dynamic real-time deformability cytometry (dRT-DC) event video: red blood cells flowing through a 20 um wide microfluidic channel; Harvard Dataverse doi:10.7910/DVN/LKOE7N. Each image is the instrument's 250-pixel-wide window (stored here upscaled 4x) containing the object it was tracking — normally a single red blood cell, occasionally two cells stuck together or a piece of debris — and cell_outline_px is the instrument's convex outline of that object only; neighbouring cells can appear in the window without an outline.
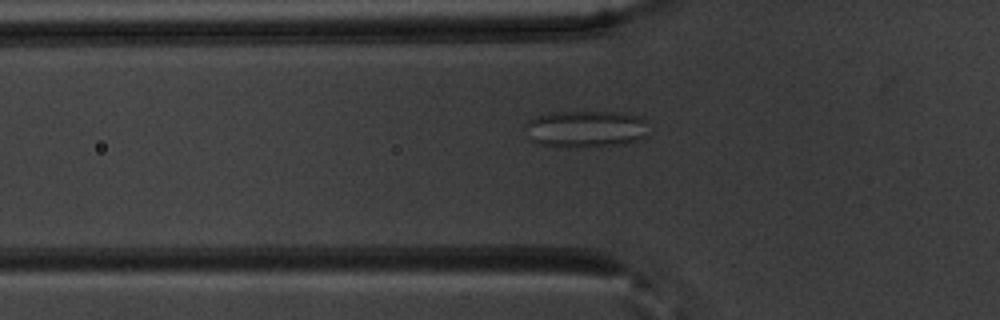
{"species": "common noctule bat (a hibernating species)", "species_latin": "Nyctalus noctula", "temperature_condition": "warm", "stored_images_in_passage": 44, "camera_frame_rate_fps": 3000, "um_per_image_px": 0.085, "animal": {"sex": "male", "body_mass_g": 20.1, "forearm_length_mm": 53.5}, "frame": {"image": 1, "passage_image": 8, "time_ms": 2.333, "image_size_px": [1000, 320], "cell_outline_px": [[648, 136], [624, 144], [540, 144], [532, 140], [524, 128], [524, 124], [528, 120], [536, 116], [556, 112], [624, 112], [640, 116], [644, 120]], "centroid_in_image_um": [49.82, 10.89], "position_along_channel_um": 76.0, "area_um2": 25.49}}
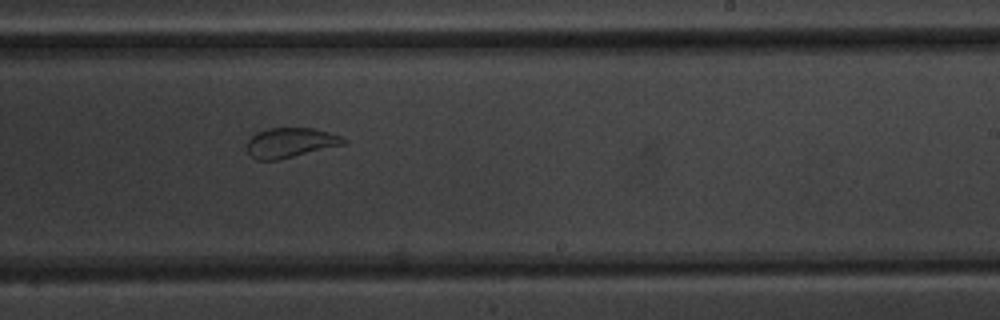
{"frame": {"image": 2, "passage_image": 23, "time_ms": 7.333, "image_size_px": [1000, 320], "cell_outline_px": [[348, 140], [344, 144], [280, 160], [256, 160], [248, 152], [248, 140], [256, 132], [268, 128], [312, 128], [328, 132], [340, 136]], "centroid_in_image_um": [24.68, 12.13], "position_along_channel_um": 264.3, "area_um2": 16.7}}
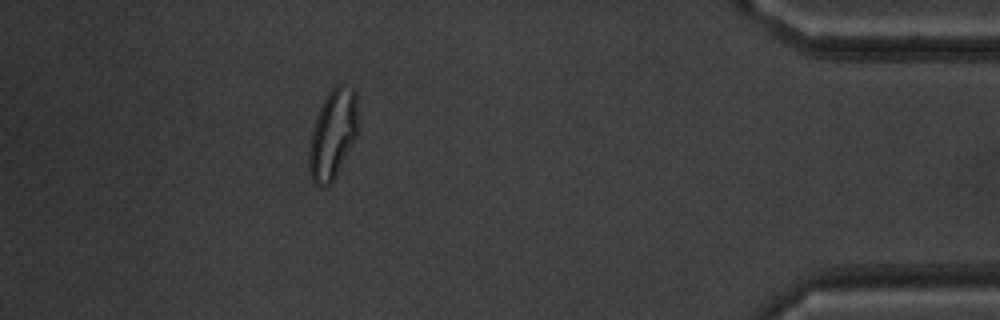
{"frame": {"image": 3, "passage_image": 38, "time_ms": 12.333, "image_size_px": [1000, 320], "cell_outline_px": [[360, 128], [336, 176], [324, 188], [316, 184], [312, 180], [308, 164], [308, 152], [312, 128], [316, 116], [328, 92], [336, 84], [340, 84], [352, 88], [356, 92]], "centroid_in_image_um": [28.3, 11.38], "position_along_channel_um": 406.9, "area_um2": 25.78}}